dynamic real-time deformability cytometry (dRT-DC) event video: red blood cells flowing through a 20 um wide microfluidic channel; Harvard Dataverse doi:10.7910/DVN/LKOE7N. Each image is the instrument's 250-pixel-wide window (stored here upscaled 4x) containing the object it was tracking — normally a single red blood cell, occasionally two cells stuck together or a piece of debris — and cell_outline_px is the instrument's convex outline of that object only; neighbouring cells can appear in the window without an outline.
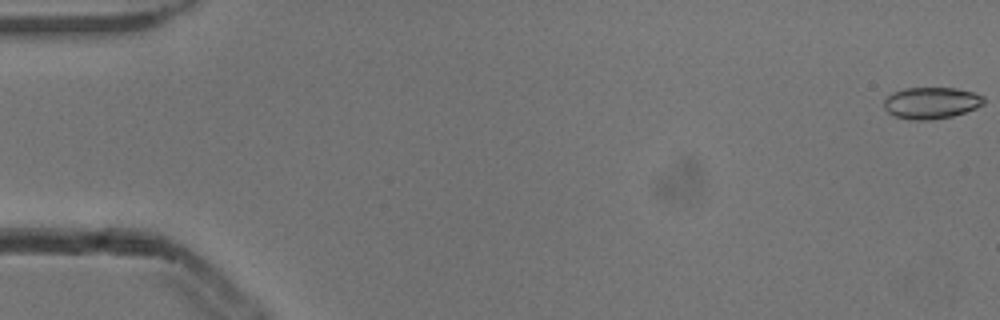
{"species": "common noctule bat (a hibernating species)", "species_latin": "Nyctalus noctula", "temperature_condition": "cold", "stored_images_in_passage": 54, "camera_frame_rate_fps": 3000, "um_per_image_px": 0.085, "animal": {"sex": "male", "body_mass_g": 13.3}, "frame": {"image": 1, "passage_image": 1, "time_ms": 0.0, "image_size_px": [1000, 320], "cell_outline_px": [[984, 104], [976, 108], [952, 116], [928, 120], [912, 120], [896, 116], [888, 112], [884, 108], [884, 100], [892, 92], [904, 88], [956, 88], [972, 92], [984, 96]], "centroid_in_image_um": [79.15, 8.74], "position_along_channel_um": 5.8, "area_um2": 18.32}}
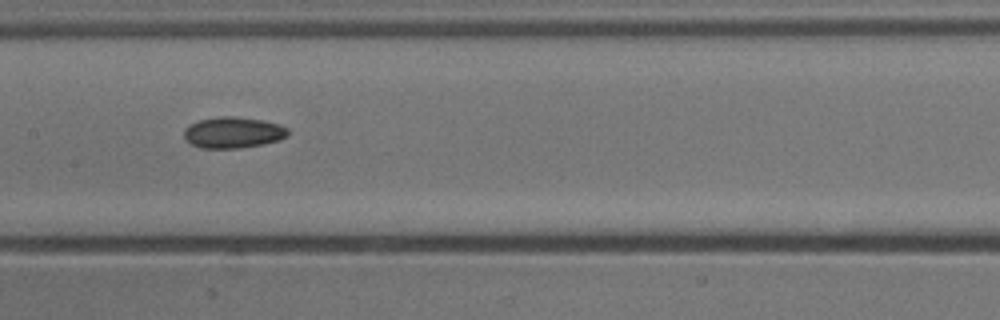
{"frame": {"image": 2, "passage_image": 27, "time_ms": 8.667, "image_size_px": [1000, 320], "cell_outline_px": [[288, 136], [280, 140], [264, 144], [240, 148], [200, 148], [192, 144], [184, 136], [184, 128], [188, 124], [200, 120], [220, 116], [232, 116], [264, 120], [280, 124], [288, 128]], "centroid_in_image_um": [19.84, 11.26], "position_along_channel_um": 187.6, "area_um2": 19.02}}
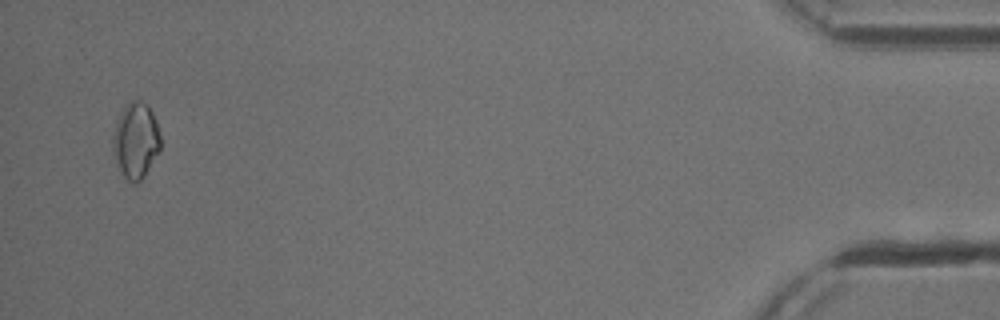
{"frame": {"image": 3, "passage_image": 52, "time_ms": 17.0, "image_size_px": [1000, 320], "cell_outline_px": [[160, 148], [144, 176], [136, 184], [132, 184], [124, 176], [116, 164], [112, 152], [112, 136], [120, 112], [124, 104], [128, 100], [140, 100], [148, 104], [156, 120], [160, 136]], "centroid_in_image_um": [11.51, 11.91], "position_along_channel_um": 423.7, "area_um2": 21.27}, "authors_computed_cell_mechanics": {"area_um2": 18.496, "velocity_mm_per_s": 3.8781, "shape_relaxation_time_tau1_ms": 6.7659, "shape_relaxation_time_tau2_ms": null, "deformation_change_tau1": 0.0899, "deformation_change_tau2": null}}